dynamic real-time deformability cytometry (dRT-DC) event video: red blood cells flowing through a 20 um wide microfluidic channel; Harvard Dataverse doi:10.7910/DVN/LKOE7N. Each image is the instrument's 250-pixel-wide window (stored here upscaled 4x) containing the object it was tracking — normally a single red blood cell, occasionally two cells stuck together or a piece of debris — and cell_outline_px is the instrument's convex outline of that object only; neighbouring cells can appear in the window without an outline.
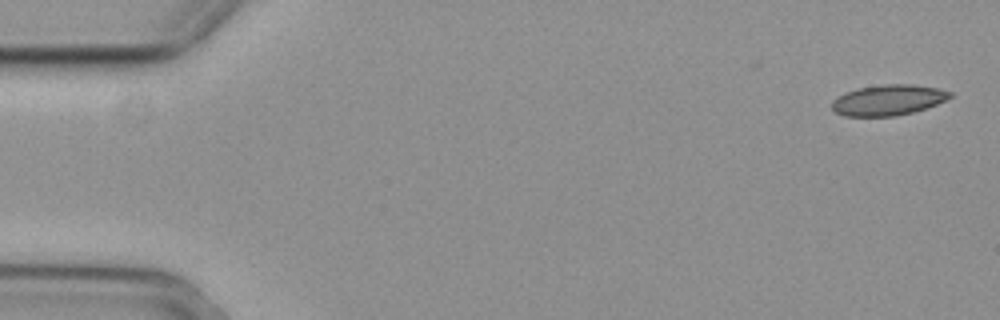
{"species": "common noctule bat (a hibernating species)", "species_latin": "Nyctalus noctula", "temperature_condition": "cold", "stored_images_in_passage": 51, "camera_frame_rate_fps": 3000, "um_per_image_px": 0.085, "animal": {"sex": "female", "body_mass_g": 29.2, "forearm_length_mm": 56.3}, "frame": {"image": 1, "passage_image": 1, "time_ms": 0.0, "image_size_px": [1000, 320], "cell_outline_px": [[952, 96], [936, 104], [912, 112], [896, 116], [844, 116], [836, 112], [832, 108], [832, 100], [836, 96], [844, 92], [856, 88], [884, 84], [912, 84], [936, 88], [952, 92]], "centroid_in_image_um": [75.44, 8.49], "position_along_channel_um": 9.6, "area_um2": 21.04}}
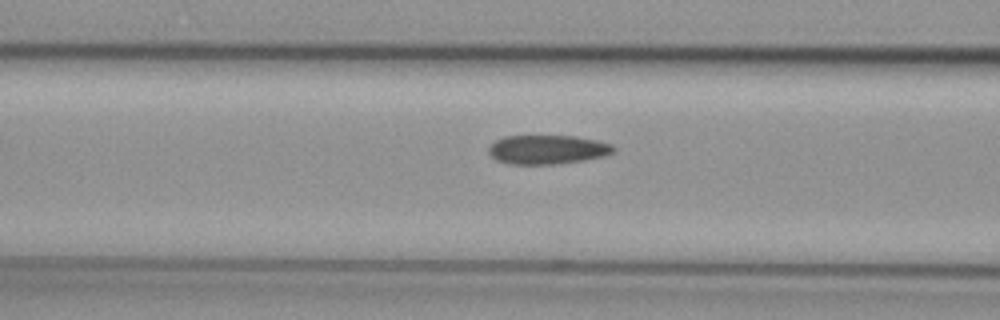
{"frame": {"image": 2, "passage_image": 21, "time_ms": 6.667, "image_size_px": [1000, 320], "cell_outline_px": [[616, 152], [604, 156], [584, 160], [556, 164], [508, 164], [496, 160], [488, 152], [488, 148], [496, 140], [504, 136], [576, 136], [596, 140], [612, 144], [616, 148]], "centroid_in_image_um": [46.56, 12.71], "position_along_channel_um": 120.0, "area_um2": 21.27}}
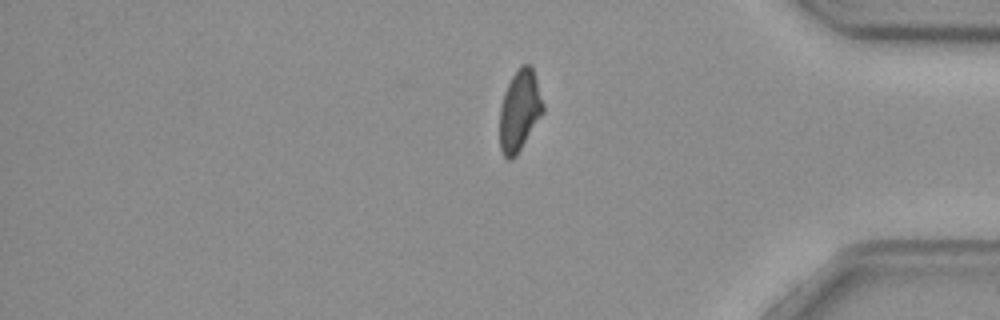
{"frame": {"image": 3, "passage_image": 45, "time_ms": 14.667, "image_size_px": [1000, 320], "cell_outline_px": [[544, 112], [516, 156], [512, 160], [508, 160], [504, 156], [500, 148], [500, 108], [504, 92], [512, 76], [520, 64], [532, 64], [544, 104]], "centroid_in_image_um": [44.17, 9.38], "position_along_channel_um": 391.0, "area_um2": 20.63}, "authors_computed_cell_mechanics": {"area_um2": 21.7328, "velocity_mm_per_s": 3.6933, "shape_relaxation_time_tau1_ms": null, "shape_relaxation_time_tau2_ms": 4.1727, "deformation_change_tau1": null, "deformation_change_tau2": 0.0761}}